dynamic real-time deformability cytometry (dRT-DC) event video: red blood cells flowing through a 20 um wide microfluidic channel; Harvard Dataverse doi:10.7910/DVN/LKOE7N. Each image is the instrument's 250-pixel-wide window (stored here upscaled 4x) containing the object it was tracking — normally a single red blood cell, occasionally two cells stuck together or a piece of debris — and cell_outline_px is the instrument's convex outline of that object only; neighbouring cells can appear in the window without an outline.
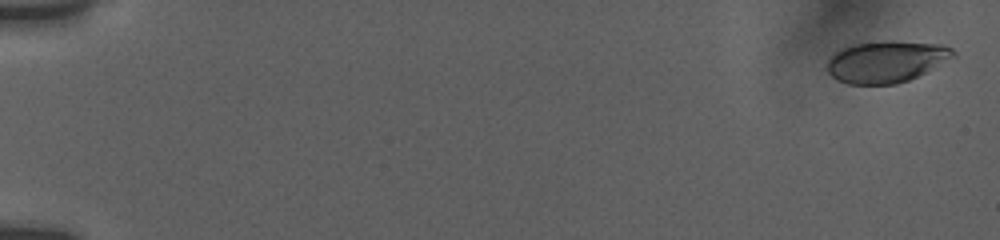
{"species": "human", "species_latin": "Homo sapiens", "temperature_condition": "room temperature", "stored_images_in_passage": 15, "camera_frame_rate_fps": 3000, "um_per_image_px": 0.085, "donor": {"sex": "female"}, "frame": {"image": 1, "passage_image": 1, "time_ms": 0.0, "image_size_px": [1000, 240], "cell_outline_px": [[956, 56], [908, 80], [896, 84], [848, 84], [836, 80], [828, 72], [828, 60], [840, 48], [856, 44], [880, 40], [892, 40], [944, 44], [952, 48], [956, 52]], "centroid_in_image_um": [75.34, 5.22], "position_along_channel_um": 9.7, "area_um2": 30.69}}
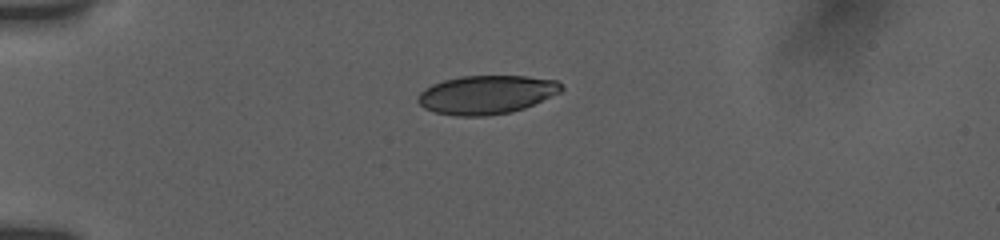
{"frame": {"image": 2, "passage_image": 13, "time_ms": 4.667, "image_size_px": [1000, 240], "cell_outline_px": [[564, 88], [560, 92], [524, 108], [512, 112], [484, 116], [456, 116], [432, 112], [424, 108], [416, 100], [416, 96], [424, 88], [432, 84], [444, 80], [460, 76], [528, 76], [556, 80]], "centroid_in_image_um": [41.3, 8.05], "position_along_channel_um": 43.7, "area_um2": 32.43}}
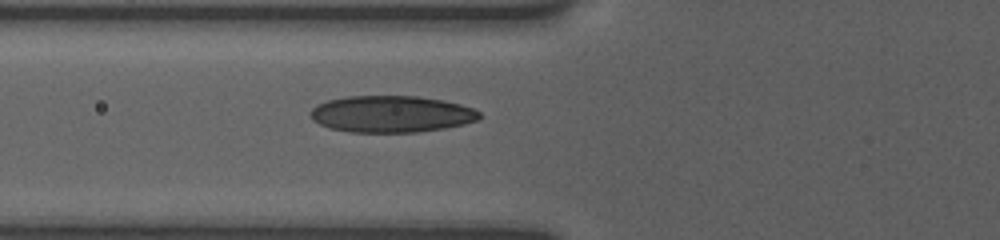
{"frame": {"image": 3, "passage_image": 15, "time_ms": 7.0, "image_size_px": [1000, 240], "cell_outline_px": [[480, 120], [464, 124], [444, 128], [420, 132], [348, 132], [328, 128], [312, 120], [308, 112], [316, 104], [328, 100], [348, 96], [416, 96], [444, 100], [460, 104], [472, 108], [480, 112]], "centroid_in_image_um": [33.24, 9.7], "position_along_channel_um": 92.6, "area_um2": 36.41}}